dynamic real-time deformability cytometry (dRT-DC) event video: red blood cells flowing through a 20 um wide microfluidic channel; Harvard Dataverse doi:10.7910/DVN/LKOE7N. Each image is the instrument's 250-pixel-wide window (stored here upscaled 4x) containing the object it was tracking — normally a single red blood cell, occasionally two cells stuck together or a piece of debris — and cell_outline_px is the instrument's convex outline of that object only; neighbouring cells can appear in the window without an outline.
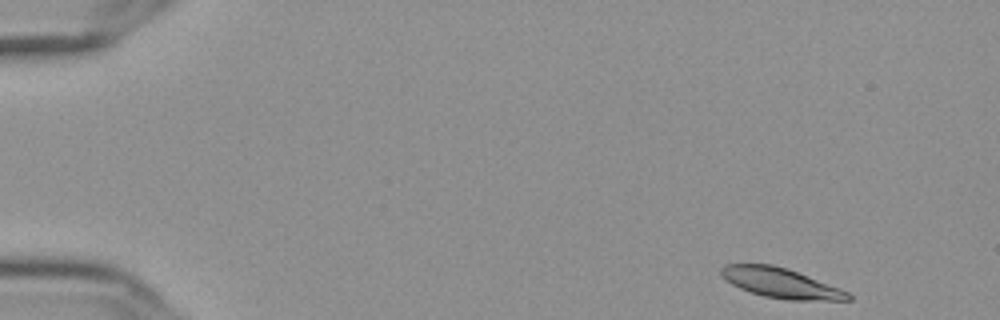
{"species": "Egyptian fruit bat (a non-hibernating species)", "species_latin": "Rousettus aegyptiacus", "temperature_condition": "cold", "stored_images_in_passage": 52, "camera_frame_rate_fps": 3000, "um_per_image_px": 0.085, "frame": {"image": 1, "passage_image": 1, "time_ms": 0.0, "image_size_px": [1000, 320], "cell_outline_px": [[852, 300], [788, 300], [764, 296], [740, 288], [732, 284], [720, 272], [720, 268], [724, 264], [772, 264], [788, 268], [840, 288], [848, 292], [852, 296]], "centroid_in_image_um": [66.39, 24.05], "position_along_channel_um": 18.6, "area_um2": 21.96}}
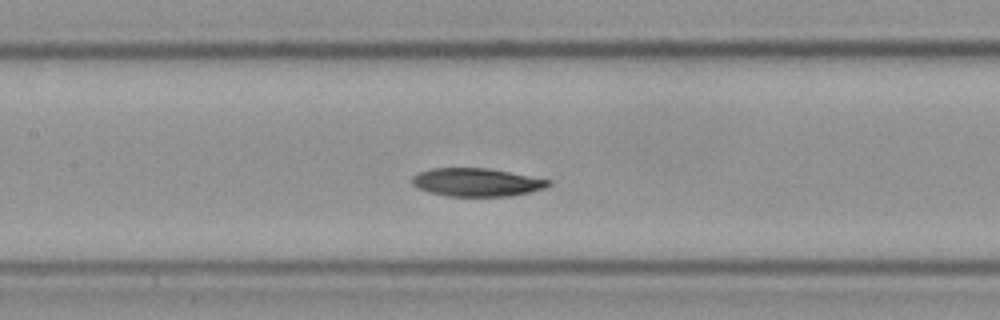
{"frame": {"image": 2, "passage_image": 23, "time_ms": 7.333, "image_size_px": [1000, 320], "cell_outline_px": [[552, 184], [544, 188], [512, 196], [448, 196], [428, 192], [412, 184], [412, 176], [420, 172], [432, 168], [488, 168], [552, 180]], "centroid_in_image_um": [40.53, 15.49], "position_along_channel_um": 166.9, "area_um2": 22.31}}
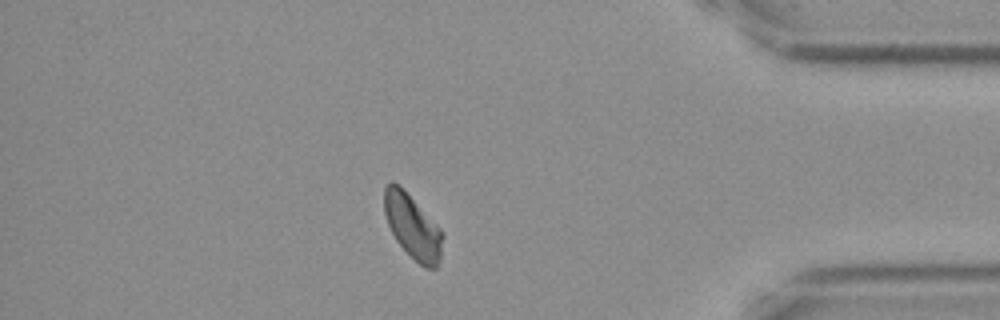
{"frame": {"image": 3, "passage_image": 45, "time_ms": 14.667, "image_size_px": [1000, 320], "cell_outline_px": [[444, 236], [440, 256], [436, 268], [424, 268], [396, 240], [388, 224], [384, 212], [384, 188], [392, 180], [400, 184], [444, 232]], "centroid_in_image_um": [35.07, 19.21], "position_along_channel_um": 400.1, "area_um2": 21.73}, "authors_computed_cell_mechanics": {"area_um2": 22.7443, "velocity_mm_per_s": 3.5966, "shape_relaxation_time_tau1_ms": 7.8164, "shape_relaxation_time_tau2_ms": null, "deformation_change_tau1": 0.1412, "deformation_change_tau2": null}}